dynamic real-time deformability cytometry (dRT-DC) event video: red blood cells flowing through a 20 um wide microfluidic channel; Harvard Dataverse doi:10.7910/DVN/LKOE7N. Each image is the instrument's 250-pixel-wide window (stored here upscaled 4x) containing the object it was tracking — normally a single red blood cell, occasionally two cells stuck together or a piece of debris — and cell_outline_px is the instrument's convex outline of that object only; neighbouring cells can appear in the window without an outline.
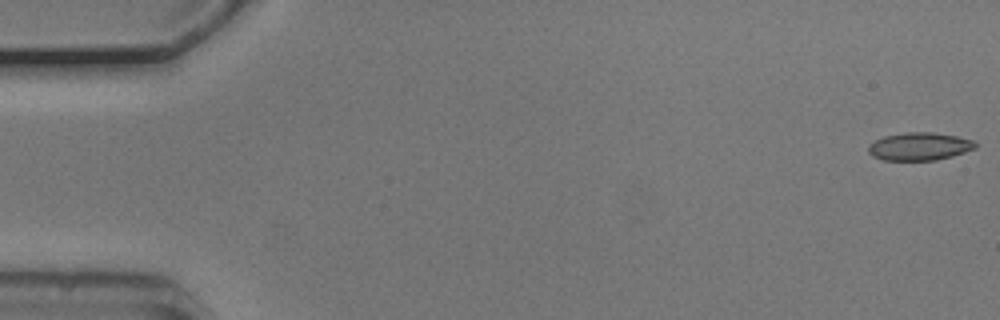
{"species": "common noctule bat (a hibernating species)", "species_latin": "Nyctalus noctula", "temperature_condition": "cold", "stored_images_in_passage": 54, "camera_frame_rate_fps": 3000, "um_per_image_px": 0.085, "animal": {"sex": "male", "body_mass_g": 20.5, "forearm_length_mm": 52.5}, "frame": {"image": 1, "passage_image": 1, "time_ms": 0.0, "image_size_px": [1000, 320], "cell_outline_px": [[976, 148], [952, 156], [936, 160], [884, 160], [872, 156], [868, 152], [868, 144], [884, 136], [908, 132], [932, 132], [956, 136], [976, 140]], "centroid_in_image_um": [78.16, 12.44], "position_along_channel_um": 6.8, "area_um2": 17.4}}
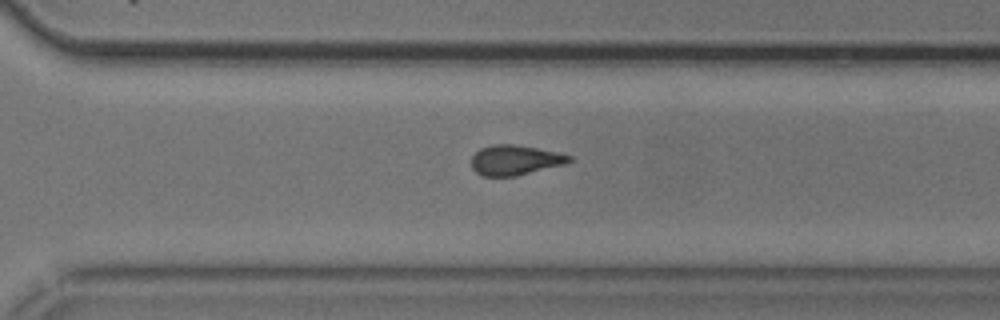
{"frame": {"image": 2, "passage_image": 38, "time_ms": 12.333, "image_size_px": [1000, 320], "cell_outline_px": [[572, 160], [568, 164], [516, 176], [484, 176], [476, 172], [472, 168], [472, 156], [480, 148], [492, 144], [512, 144], [536, 148], [556, 152], [572, 156]], "centroid_in_image_um": [43.8, 13.61], "position_along_channel_um": 326.8, "area_um2": 17.17}}
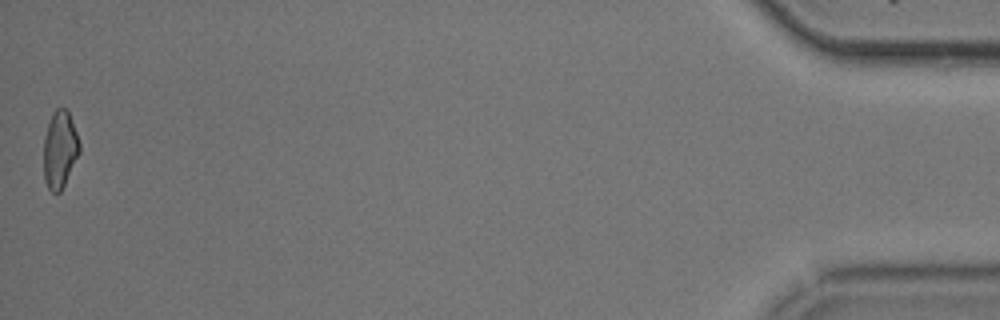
{"frame": {"image": 3, "passage_image": 54, "time_ms": 17.667, "image_size_px": [1000, 320], "cell_outline_px": [[80, 152], [60, 192], [52, 192], [48, 188], [44, 180], [44, 140], [48, 124], [56, 108], [64, 108], [68, 112], [76, 132], [80, 144]], "centroid_in_image_um": [5.08, 12.73], "position_along_channel_um": 430.1, "area_um2": 15.78}, "authors_computed_cell_mechanics": {"area_um2": 17.3978, "velocity_mm_per_s": 3.7376, "shape_relaxation_time_tau1_ms": null, "shape_relaxation_time_tau2_ms": 3.7408, "deformation_change_tau1": null, "deformation_change_tau2": 0.0969}}